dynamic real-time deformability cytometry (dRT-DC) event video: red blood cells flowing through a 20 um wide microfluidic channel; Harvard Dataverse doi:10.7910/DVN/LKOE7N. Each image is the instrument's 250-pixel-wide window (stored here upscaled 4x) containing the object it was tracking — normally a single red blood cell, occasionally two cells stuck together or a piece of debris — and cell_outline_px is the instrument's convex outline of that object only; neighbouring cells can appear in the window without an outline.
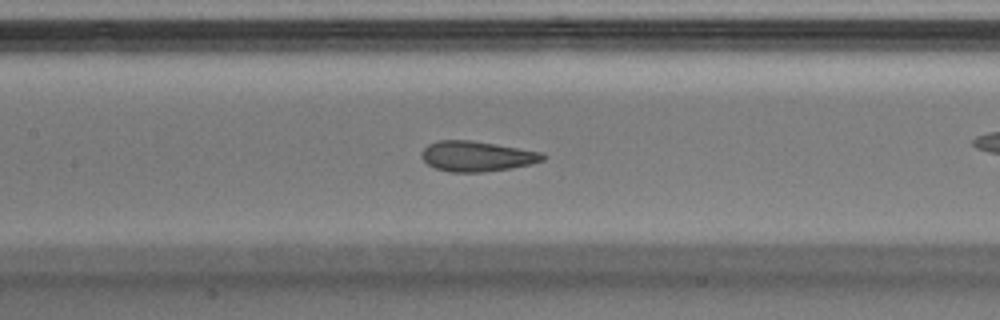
{"species": "Egyptian fruit bat (a non-hibernating species)", "species_latin": "Rousettus aegyptiacus", "temperature_condition": "warm", "stored_images_in_passage": 38, "camera_frame_rate_fps": 3000, "um_per_image_px": 0.085, "animal": {"sex": "male"}, "frame": {"image": 1, "passage_image": 22, "time_ms": 7.0, "image_size_px": [1000, 320], "cell_outline_px": [[548, 156], [544, 160], [532, 164], [512, 168], [484, 172], [448, 172], [436, 168], [428, 164], [420, 156], [420, 152], [428, 144], [440, 140], [472, 140], [544, 152]], "centroid_in_image_um": [40.57, 13.28], "position_along_channel_um": 166.8, "area_um2": 21.68}}